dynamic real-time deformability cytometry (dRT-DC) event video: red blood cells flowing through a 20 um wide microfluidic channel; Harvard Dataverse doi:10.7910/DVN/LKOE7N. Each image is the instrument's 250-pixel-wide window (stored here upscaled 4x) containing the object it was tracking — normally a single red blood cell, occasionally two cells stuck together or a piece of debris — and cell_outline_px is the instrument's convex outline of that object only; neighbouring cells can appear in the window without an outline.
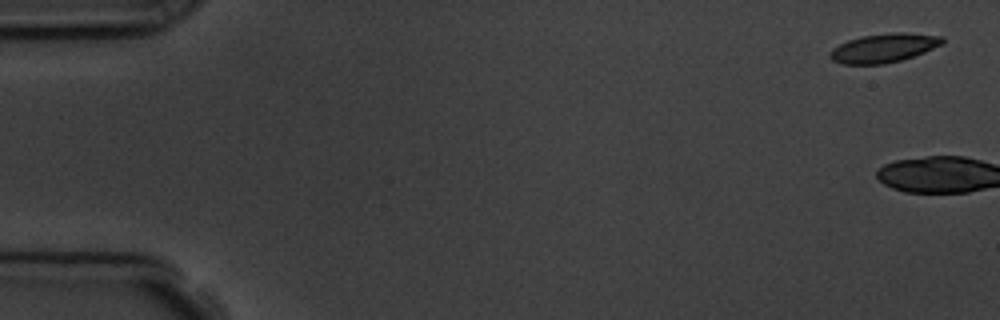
{"species": "common noctule bat (a hibernating species)", "species_latin": "Nyctalus noctula", "temperature_condition": "room temperature", "stored_images_in_passage": 7, "camera_frame_rate_fps": 3000, "um_per_image_px": 0.085, "animal": {"sex": "male", "body_mass_g": 19.5, "forearm_length_mm": 54.6}, "frame": {"image": 1, "passage_image": 1, "time_ms": 0.0, "image_size_px": [1000, 320], "cell_outline_px": [[944, 44], [924, 52], [900, 60], [884, 64], [840, 64], [832, 60], [828, 56], [832, 48], [848, 40], [860, 36], [892, 32], [904, 32], [944, 36]], "centroid_in_image_um": [75.12, 4.07], "position_along_channel_um": 9.9, "area_um2": 19.07}}